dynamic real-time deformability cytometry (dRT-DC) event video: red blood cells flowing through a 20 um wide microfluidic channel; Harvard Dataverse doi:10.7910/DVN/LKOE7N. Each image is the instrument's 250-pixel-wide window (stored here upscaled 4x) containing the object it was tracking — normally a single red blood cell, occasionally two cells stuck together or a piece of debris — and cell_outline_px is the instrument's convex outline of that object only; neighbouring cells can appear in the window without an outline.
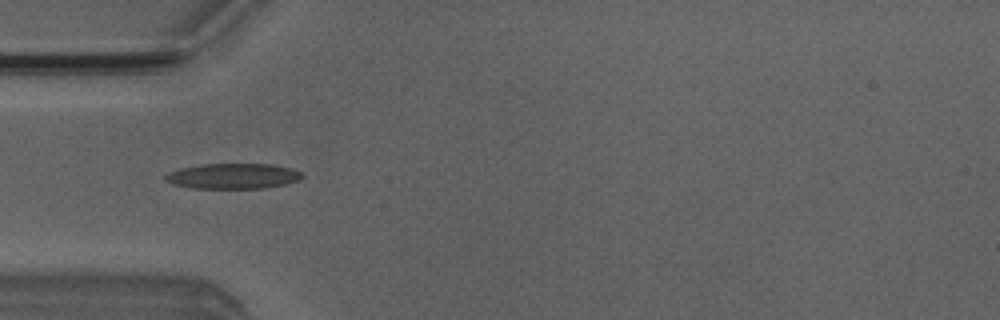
{"species": "Egyptian fruit bat (a non-hibernating species)", "species_latin": "Rousettus aegyptiacus", "temperature_condition": "room temperature", "stored_images_in_passage": 6, "camera_frame_rate_fps": 3000, "um_per_image_px": 0.085, "animal": {"sex": "male"}, "frame": {"image": 1, "passage_image": 5, "time_ms": 4.667, "image_size_px": [1000, 320], "cell_outline_px": [[304, 176], [300, 180], [284, 184], [264, 188], [192, 188], [172, 184], [164, 180], [164, 176], [180, 168], [200, 164], [272, 164], [288, 168], [300, 172]], "centroid_in_image_um": [19.79, 14.97], "position_along_channel_um": 65.2, "area_um2": 20.11}}